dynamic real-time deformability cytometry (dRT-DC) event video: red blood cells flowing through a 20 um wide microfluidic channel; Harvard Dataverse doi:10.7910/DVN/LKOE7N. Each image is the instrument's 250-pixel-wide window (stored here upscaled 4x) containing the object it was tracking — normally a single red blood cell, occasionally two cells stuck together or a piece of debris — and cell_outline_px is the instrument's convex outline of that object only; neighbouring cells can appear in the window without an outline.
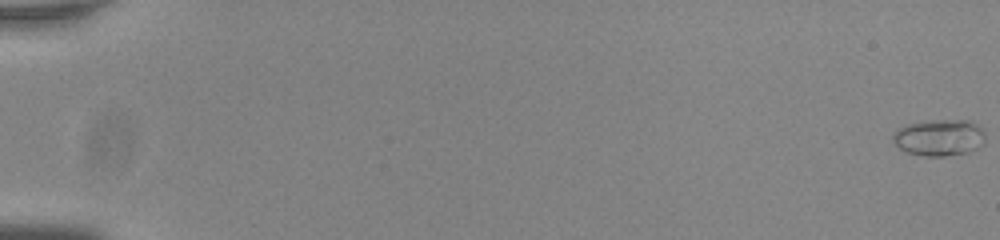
{"species": "common noctule bat (a hibernating species)", "species_latin": "Nyctalus noctula", "temperature_condition": "room temperature", "stored_images_in_passage": 57, "camera_frame_rate_fps": 3000, "um_per_image_px": 0.085, "animal": {"sex": "male", "body_mass_g": 20.0, "forearm_length_mm": 53.3}, "frame": {"image": 1, "passage_image": 1, "time_ms": 0.0, "image_size_px": [1000, 240], "cell_outline_px": [[984, 144], [980, 148], [968, 152], [944, 156], [924, 156], [908, 152], [900, 148], [892, 140], [892, 136], [904, 124], [924, 120], [972, 120], [984, 132]], "centroid_in_image_um": [79.86, 11.68], "position_along_channel_um": 5.1, "area_um2": 19.83}}
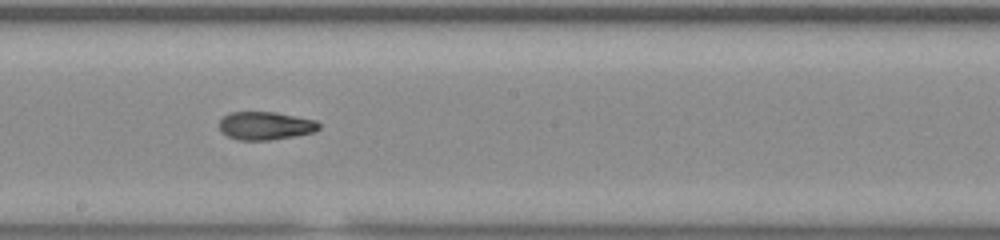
{"frame": {"image": 2, "passage_image": 34, "time_ms": 11.0, "image_size_px": [1000, 240], "cell_outline_px": [[320, 128], [316, 132], [268, 140], [240, 140], [228, 136], [220, 132], [220, 120], [228, 112], [276, 112], [316, 120], [320, 124]], "centroid_in_image_um": [22.57, 10.68], "position_along_channel_um": 225.6, "area_um2": 16.36}}
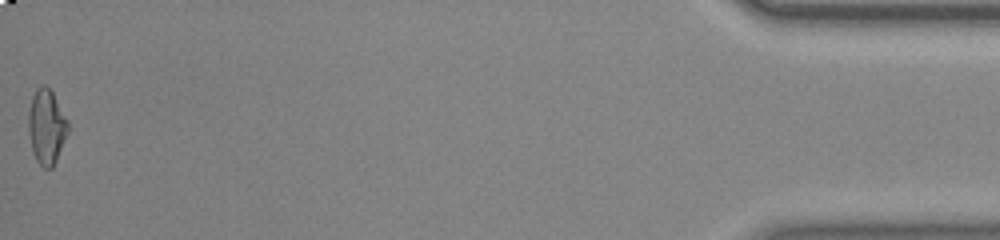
{"frame": {"image": 3, "passage_image": 57, "time_ms": 18.667, "image_size_px": [1000, 240], "cell_outline_px": [[68, 132], [56, 160], [52, 168], [44, 168], [36, 160], [32, 152], [28, 132], [28, 112], [32, 96], [36, 88], [40, 84], [44, 84], [52, 92], [68, 120]], "centroid_in_image_um": [3.93, 10.76], "position_along_channel_um": 431.3, "area_um2": 17.28}, "authors_computed_cell_mechanics": {"area_um2": 16.762, "velocity_mm_per_s": 3.813, "shape_relaxation_time_tau1_ms": 7.499, "shape_relaxation_time_tau2_ms": 2.7238, "deformation_change_tau1": 0.2135, "deformation_change_tau2": 0.0968}}